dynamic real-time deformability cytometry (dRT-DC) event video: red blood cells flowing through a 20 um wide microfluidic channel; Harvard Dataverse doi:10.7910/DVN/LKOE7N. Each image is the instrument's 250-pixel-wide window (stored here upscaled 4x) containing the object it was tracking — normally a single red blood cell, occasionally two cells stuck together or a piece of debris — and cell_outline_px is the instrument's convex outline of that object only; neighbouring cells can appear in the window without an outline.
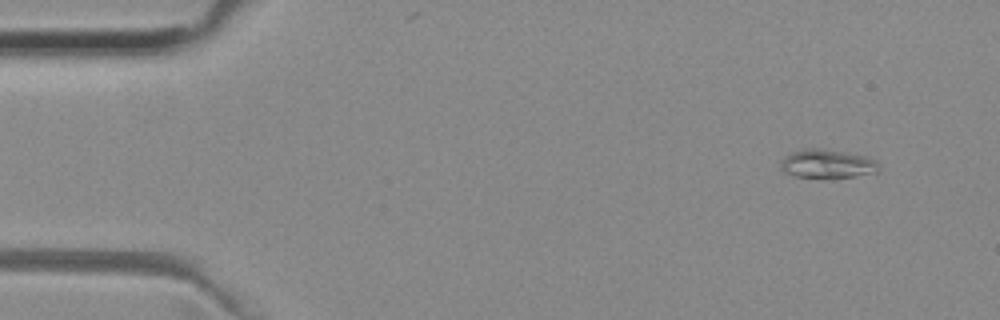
{"species": "common noctule bat (a hibernating species)", "species_latin": "Nyctalus noctula", "temperature_condition": "room temperature", "stored_images_in_passage": 49, "camera_frame_rate_fps": 3000, "um_per_image_px": 0.085, "animal": {"sex": "female", "body_mass_g": 29.2, "forearm_length_mm": 56.3}, "frame": {"image": 1, "passage_image": 1, "time_ms": 0.0, "image_size_px": [1000, 320], "cell_outline_px": [[880, 172], [856, 176], [796, 176], [784, 172], [780, 168], [780, 160], [784, 156], [792, 152], [808, 148], [820, 148], [864, 156], [876, 160], [880, 168]], "centroid_in_image_um": [70.31, 13.91], "position_along_channel_um": 14.7, "area_um2": 16.07}}
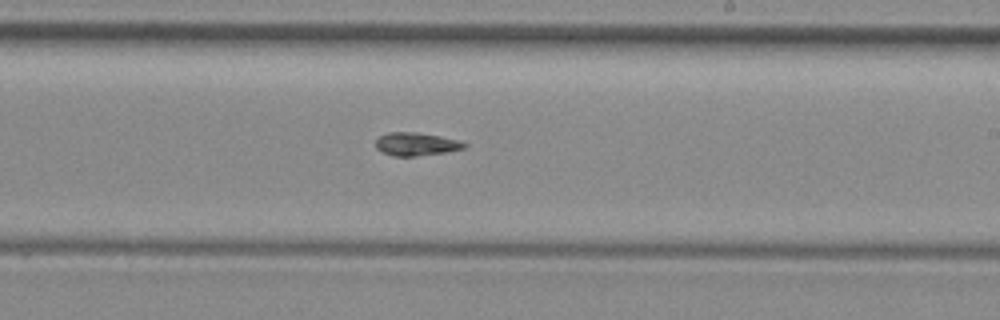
{"frame": {"image": 2, "passage_image": 27, "time_ms": 8.667, "image_size_px": [1000, 320], "cell_outline_px": [[468, 144], [464, 148], [444, 152], [416, 156], [392, 156], [376, 148], [376, 140], [380, 136], [388, 132], [416, 132], [440, 136], [460, 140]], "centroid_in_image_um": [35.38, 12.24], "position_along_channel_um": 253.6, "area_um2": 11.85}}
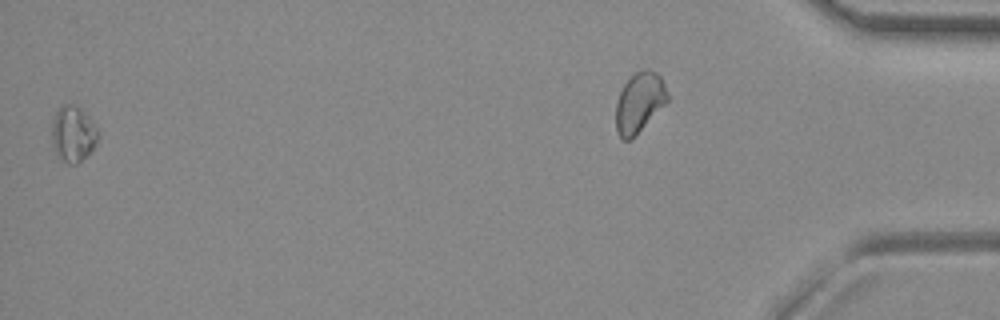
{"frame": {"image": 3, "passage_image": 48, "time_ms": 15.667, "image_size_px": [1000, 320], "cell_outline_px": [[96, 144], [76, 164], [68, 164], [56, 156], [52, 144], [52, 116], [60, 104], [68, 104], [84, 112], [96, 128]], "centroid_in_image_um": [6.13, 11.38], "position_along_channel_um": 429.1, "area_um2": 14.68}, "authors_computed_cell_mechanics": {"area_um2": 12.2536, "velocity_mm_per_s": 3.9883, "shape_relaxation_time_tau1_ms": null, "shape_relaxation_time_tau2_ms": 5.8416, "deformation_change_tau1": null, "deformation_change_tau2": 0.1113}}